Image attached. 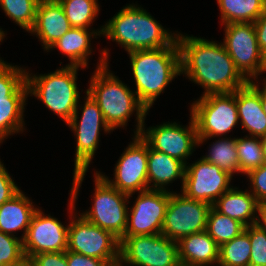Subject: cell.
<instances>
[{"instance_id":"obj_25","label":"cell","mask_w":266,"mask_h":266,"mask_svg":"<svg viewBox=\"0 0 266 266\" xmlns=\"http://www.w3.org/2000/svg\"><path fill=\"white\" fill-rule=\"evenodd\" d=\"M27 67L7 63L0 58V103H26L28 86Z\"/></svg>"},{"instance_id":"obj_34","label":"cell","mask_w":266,"mask_h":266,"mask_svg":"<svg viewBox=\"0 0 266 266\" xmlns=\"http://www.w3.org/2000/svg\"><path fill=\"white\" fill-rule=\"evenodd\" d=\"M25 260L21 237L0 231V266H16Z\"/></svg>"},{"instance_id":"obj_20","label":"cell","mask_w":266,"mask_h":266,"mask_svg":"<svg viewBox=\"0 0 266 266\" xmlns=\"http://www.w3.org/2000/svg\"><path fill=\"white\" fill-rule=\"evenodd\" d=\"M102 32L103 26L96 30L72 27L51 45L47 52L56 48L64 57L67 56L69 59L70 62L66 65L79 66L86 69L89 67L88 58L94 52L91 46V40L92 38L96 39L102 36Z\"/></svg>"},{"instance_id":"obj_31","label":"cell","mask_w":266,"mask_h":266,"mask_svg":"<svg viewBox=\"0 0 266 266\" xmlns=\"http://www.w3.org/2000/svg\"><path fill=\"white\" fill-rule=\"evenodd\" d=\"M40 0H0L4 14L19 27L29 32L34 23Z\"/></svg>"},{"instance_id":"obj_12","label":"cell","mask_w":266,"mask_h":266,"mask_svg":"<svg viewBox=\"0 0 266 266\" xmlns=\"http://www.w3.org/2000/svg\"><path fill=\"white\" fill-rule=\"evenodd\" d=\"M212 205L188 198L182 192L169 191L161 234L178 242L181 238L205 231Z\"/></svg>"},{"instance_id":"obj_8","label":"cell","mask_w":266,"mask_h":266,"mask_svg":"<svg viewBox=\"0 0 266 266\" xmlns=\"http://www.w3.org/2000/svg\"><path fill=\"white\" fill-rule=\"evenodd\" d=\"M84 93L86 94V97L84 96V104H80L81 102L79 99L72 118L66 123V125L71 128L76 139L73 172H88L89 165L92 163L91 161L94 159V155L99 147L100 131L104 130L105 134L112 132L111 128L104 120L99 105L87 92ZM79 110L82 111L81 115H79Z\"/></svg>"},{"instance_id":"obj_38","label":"cell","mask_w":266,"mask_h":266,"mask_svg":"<svg viewBox=\"0 0 266 266\" xmlns=\"http://www.w3.org/2000/svg\"><path fill=\"white\" fill-rule=\"evenodd\" d=\"M29 261L32 266H68L67 251L39 253Z\"/></svg>"},{"instance_id":"obj_35","label":"cell","mask_w":266,"mask_h":266,"mask_svg":"<svg viewBox=\"0 0 266 266\" xmlns=\"http://www.w3.org/2000/svg\"><path fill=\"white\" fill-rule=\"evenodd\" d=\"M251 243L250 266H266V232L252 224L244 229Z\"/></svg>"},{"instance_id":"obj_9","label":"cell","mask_w":266,"mask_h":266,"mask_svg":"<svg viewBox=\"0 0 266 266\" xmlns=\"http://www.w3.org/2000/svg\"><path fill=\"white\" fill-rule=\"evenodd\" d=\"M94 193L92 207L80 213L87 221L110 231L120 239L127 227L128 204L133 194L127 195L112 187L94 170Z\"/></svg>"},{"instance_id":"obj_27","label":"cell","mask_w":266,"mask_h":266,"mask_svg":"<svg viewBox=\"0 0 266 266\" xmlns=\"http://www.w3.org/2000/svg\"><path fill=\"white\" fill-rule=\"evenodd\" d=\"M236 139V137H218L215 142L209 145L208 152L202 158L209 163L217 165L232 177H234L235 173L240 174Z\"/></svg>"},{"instance_id":"obj_24","label":"cell","mask_w":266,"mask_h":266,"mask_svg":"<svg viewBox=\"0 0 266 266\" xmlns=\"http://www.w3.org/2000/svg\"><path fill=\"white\" fill-rule=\"evenodd\" d=\"M186 165L165 153L152 149L148 144V189L170 191V183L181 179V189L184 182ZM152 183V184H151Z\"/></svg>"},{"instance_id":"obj_36","label":"cell","mask_w":266,"mask_h":266,"mask_svg":"<svg viewBox=\"0 0 266 266\" xmlns=\"http://www.w3.org/2000/svg\"><path fill=\"white\" fill-rule=\"evenodd\" d=\"M252 195L259 203L266 201V164L251 170L247 175Z\"/></svg>"},{"instance_id":"obj_42","label":"cell","mask_w":266,"mask_h":266,"mask_svg":"<svg viewBox=\"0 0 266 266\" xmlns=\"http://www.w3.org/2000/svg\"><path fill=\"white\" fill-rule=\"evenodd\" d=\"M261 85L262 88L260 87V99H261L263 112L266 114V85L264 83H261L260 86Z\"/></svg>"},{"instance_id":"obj_14","label":"cell","mask_w":266,"mask_h":266,"mask_svg":"<svg viewBox=\"0 0 266 266\" xmlns=\"http://www.w3.org/2000/svg\"><path fill=\"white\" fill-rule=\"evenodd\" d=\"M189 118L187 126H182L179 122L168 121L147 129L144 120L140 136L152 149L176 158L187 165L188 158L198 147L196 126L192 116Z\"/></svg>"},{"instance_id":"obj_32","label":"cell","mask_w":266,"mask_h":266,"mask_svg":"<svg viewBox=\"0 0 266 266\" xmlns=\"http://www.w3.org/2000/svg\"><path fill=\"white\" fill-rule=\"evenodd\" d=\"M236 149L240 173L247 175L251 170L257 169L264 164L262 145L259 137H237Z\"/></svg>"},{"instance_id":"obj_48","label":"cell","mask_w":266,"mask_h":266,"mask_svg":"<svg viewBox=\"0 0 266 266\" xmlns=\"http://www.w3.org/2000/svg\"><path fill=\"white\" fill-rule=\"evenodd\" d=\"M27 266H32L29 260H27Z\"/></svg>"},{"instance_id":"obj_22","label":"cell","mask_w":266,"mask_h":266,"mask_svg":"<svg viewBox=\"0 0 266 266\" xmlns=\"http://www.w3.org/2000/svg\"><path fill=\"white\" fill-rule=\"evenodd\" d=\"M28 196L20 190L11 199L0 206V231L5 234L17 237V232H23L21 240L23 241L32 216L38 207L33 204Z\"/></svg>"},{"instance_id":"obj_40","label":"cell","mask_w":266,"mask_h":266,"mask_svg":"<svg viewBox=\"0 0 266 266\" xmlns=\"http://www.w3.org/2000/svg\"><path fill=\"white\" fill-rule=\"evenodd\" d=\"M260 51L266 55V11L254 22Z\"/></svg>"},{"instance_id":"obj_15","label":"cell","mask_w":266,"mask_h":266,"mask_svg":"<svg viewBox=\"0 0 266 266\" xmlns=\"http://www.w3.org/2000/svg\"><path fill=\"white\" fill-rule=\"evenodd\" d=\"M232 178L217 165L209 163L201 157L186 165L181 192L188 198L213 205L232 187L230 184Z\"/></svg>"},{"instance_id":"obj_10","label":"cell","mask_w":266,"mask_h":266,"mask_svg":"<svg viewBox=\"0 0 266 266\" xmlns=\"http://www.w3.org/2000/svg\"><path fill=\"white\" fill-rule=\"evenodd\" d=\"M119 242L122 266H174L180 262L178 243L161 233L121 237Z\"/></svg>"},{"instance_id":"obj_39","label":"cell","mask_w":266,"mask_h":266,"mask_svg":"<svg viewBox=\"0 0 266 266\" xmlns=\"http://www.w3.org/2000/svg\"><path fill=\"white\" fill-rule=\"evenodd\" d=\"M67 265L68 266H111L105 260L85 256L67 250Z\"/></svg>"},{"instance_id":"obj_18","label":"cell","mask_w":266,"mask_h":266,"mask_svg":"<svg viewBox=\"0 0 266 266\" xmlns=\"http://www.w3.org/2000/svg\"><path fill=\"white\" fill-rule=\"evenodd\" d=\"M260 81H249L244 87L236 90V106L240 128L247 136L262 137L266 135V114L263 112L260 99Z\"/></svg>"},{"instance_id":"obj_16","label":"cell","mask_w":266,"mask_h":266,"mask_svg":"<svg viewBox=\"0 0 266 266\" xmlns=\"http://www.w3.org/2000/svg\"><path fill=\"white\" fill-rule=\"evenodd\" d=\"M168 201L169 191L138 192L134 204L128 207L127 227L122 237L160 234Z\"/></svg>"},{"instance_id":"obj_4","label":"cell","mask_w":266,"mask_h":266,"mask_svg":"<svg viewBox=\"0 0 266 266\" xmlns=\"http://www.w3.org/2000/svg\"><path fill=\"white\" fill-rule=\"evenodd\" d=\"M138 100L150 111L165 88L181 75L180 50L175 39L169 46L127 53Z\"/></svg>"},{"instance_id":"obj_45","label":"cell","mask_w":266,"mask_h":266,"mask_svg":"<svg viewBox=\"0 0 266 266\" xmlns=\"http://www.w3.org/2000/svg\"><path fill=\"white\" fill-rule=\"evenodd\" d=\"M174 266H187L185 263H183V262H179V263H177L176 265H174Z\"/></svg>"},{"instance_id":"obj_33","label":"cell","mask_w":266,"mask_h":266,"mask_svg":"<svg viewBox=\"0 0 266 266\" xmlns=\"http://www.w3.org/2000/svg\"><path fill=\"white\" fill-rule=\"evenodd\" d=\"M27 103H0V144L10 135L23 133L26 128L24 112Z\"/></svg>"},{"instance_id":"obj_43","label":"cell","mask_w":266,"mask_h":266,"mask_svg":"<svg viewBox=\"0 0 266 266\" xmlns=\"http://www.w3.org/2000/svg\"><path fill=\"white\" fill-rule=\"evenodd\" d=\"M259 139L262 145L264 164H266V135L259 137Z\"/></svg>"},{"instance_id":"obj_19","label":"cell","mask_w":266,"mask_h":266,"mask_svg":"<svg viewBox=\"0 0 266 266\" xmlns=\"http://www.w3.org/2000/svg\"><path fill=\"white\" fill-rule=\"evenodd\" d=\"M61 4L57 0L40 1L35 23L28 32L35 35L46 52L51 45L71 29Z\"/></svg>"},{"instance_id":"obj_44","label":"cell","mask_w":266,"mask_h":266,"mask_svg":"<svg viewBox=\"0 0 266 266\" xmlns=\"http://www.w3.org/2000/svg\"><path fill=\"white\" fill-rule=\"evenodd\" d=\"M5 34L7 35L6 31H4V30H2V28H0V43L5 39V37H6Z\"/></svg>"},{"instance_id":"obj_30","label":"cell","mask_w":266,"mask_h":266,"mask_svg":"<svg viewBox=\"0 0 266 266\" xmlns=\"http://www.w3.org/2000/svg\"><path fill=\"white\" fill-rule=\"evenodd\" d=\"M244 229L245 226L239 221L210 208L206 231L219 247L238 236Z\"/></svg>"},{"instance_id":"obj_47","label":"cell","mask_w":266,"mask_h":266,"mask_svg":"<svg viewBox=\"0 0 266 266\" xmlns=\"http://www.w3.org/2000/svg\"><path fill=\"white\" fill-rule=\"evenodd\" d=\"M266 72V66H265V70H264V73ZM265 85H266V77L263 79L262 81Z\"/></svg>"},{"instance_id":"obj_13","label":"cell","mask_w":266,"mask_h":266,"mask_svg":"<svg viewBox=\"0 0 266 266\" xmlns=\"http://www.w3.org/2000/svg\"><path fill=\"white\" fill-rule=\"evenodd\" d=\"M115 164L114 179L97 172L118 191L127 195L148 190V143L134 135Z\"/></svg>"},{"instance_id":"obj_7","label":"cell","mask_w":266,"mask_h":266,"mask_svg":"<svg viewBox=\"0 0 266 266\" xmlns=\"http://www.w3.org/2000/svg\"><path fill=\"white\" fill-rule=\"evenodd\" d=\"M192 116L198 137V147L212 138L226 137L239 126L236 91L200 96L192 104Z\"/></svg>"},{"instance_id":"obj_41","label":"cell","mask_w":266,"mask_h":266,"mask_svg":"<svg viewBox=\"0 0 266 266\" xmlns=\"http://www.w3.org/2000/svg\"><path fill=\"white\" fill-rule=\"evenodd\" d=\"M256 225L266 232V201L259 203L257 210Z\"/></svg>"},{"instance_id":"obj_17","label":"cell","mask_w":266,"mask_h":266,"mask_svg":"<svg viewBox=\"0 0 266 266\" xmlns=\"http://www.w3.org/2000/svg\"><path fill=\"white\" fill-rule=\"evenodd\" d=\"M41 209L38 208L32 216L22 241L27 260L43 252L67 251L69 222L66 225L62 224L56 217L45 215Z\"/></svg>"},{"instance_id":"obj_3","label":"cell","mask_w":266,"mask_h":266,"mask_svg":"<svg viewBox=\"0 0 266 266\" xmlns=\"http://www.w3.org/2000/svg\"><path fill=\"white\" fill-rule=\"evenodd\" d=\"M177 32L166 30L146 9L133 3L126 4L103 25L102 36L129 53L169 46Z\"/></svg>"},{"instance_id":"obj_6","label":"cell","mask_w":266,"mask_h":266,"mask_svg":"<svg viewBox=\"0 0 266 266\" xmlns=\"http://www.w3.org/2000/svg\"><path fill=\"white\" fill-rule=\"evenodd\" d=\"M54 72L47 74H33L26 71L28 95L34 96L67 123L77 108L80 91L77 85L79 66L64 65Z\"/></svg>"},{"instance_id":"obj_46","label":"cell","mask_w":266,"mask_h":266,"mask_svg":"<svg viewBox=\"0 0 266 266\" xmlns=\"http://www.w3.org/2000/svg\"><path fill=\"white\" fill-rule=\"evenodd\" d=\"M16 266H27V259L23 263L16 265Z\"/></svg>"},{"instance_id":"obj_11","label":"cell","mask_w":266,"mask_h":266,"mask_svg":"<svg viewBox=\"0 0 266 266\" xmlns=\"http://www.w3.org/2000/svg\"><path fill=\"white\" fill-rule=\"evenodd\" d=\"M224 45L235 67L249 82L258 80L265 70V55L260 51L254 23L224 24Z\"/></svg>"},{"instance_id":"obj_28","label":"cell","mask_w":266,"mask_h":266,"mask_svg":"<svg viewBox=\"0 0 266 266\" xmlns=\"http://www.w3.org/2000/svg\"><path fill=\"white\" fill-rule=\"evenodd\" d=\"M57 1L61 4L71 27L92 29L93 22L98 18L100 13L98 0Z\"/></svg>"},{"instance_id":"obj_21","label":"cell","mask_w":266,"mask_h":266,"mask_svg":"<svg viewBox=\"0 0 266 266\" xmlns=\"http://www.w3.org/2000/svg\"><path fill=\"white\" fill-rule=\"evenodd\" d=\"M177 243L180 262L187 266H217L219 246L206 230L185 236Z\"/></svg>"},{"instance_id":"obj_26","label":"cell","mask_w":266,"mask_h":266,"mask_svg":"<svg viewBox=\"0 0 266 266\" xmlns=\"http://www.w3.org/2000/svg\"><path fill=\"white\" fill-rule=\"evenodd\" d=\"M221 24L254 23L265 11L266 0H217Z\"/></svg>"},{"instance_id":"obj_29","label":"cell","mask_w":266,"mask_h":266,"mask_svg":"<svg viewBox=\"0 0 266 266\" xmlns=\"http://www.w3.org/2000/svg\"><path fill=\"white\" fill-rule=\"evenodd\" d=\"M251 243L244 230L238 236L219 247L217 266H250Z\"/></svg>"},{"instance_id":"obj_2","label":"cell","mask_w":266,"mask_h":266,"mask_svg":"<svg viewBox=\"0 0 266 266\" xmlns=\"http://www.w3.org/2000/svg\"><path fill=\"white\" fill-rule=\"evenodd\" d=\"M103 48L100 52L98 64L90 77L89 87L86 89L90 97L99 105L106 124L112 131L125 128L129 118L136 115L134 135H140L144 120L148 114L147 108L138 100L135 90L122 82L109 68V52Z\"/></svg>"},{"instance_id":"obj_37","label":"cell","mask_w":266,"mask_h":266,"mask_svg":"<svg viewBox=\"0 0 266 266\" xmlns=\"http://www.w3.org/2000/svg\"><path fill=\"white\" fill-rule=\"evenodd\" d=\"M20 190V187L14 182L13 177L8 173V170L0 159V206L11 199Z\"/></svg>"},{"instance_id":"obj_49","label":"cell","mask_w":266,"mask_h":266,"mask_svg":"<svg viewBox=\"0 0 266 266\" xmlns=\"http://www.w3.org/2000/svg\"><path fill=\"white\" fill-rule=\"evenodd\" d=\"M111 266H122V265L120 263H118V264L111 265Z\"/></svg>"},{"instance_id":"obj_1","label":"cell","mask_w":266,"mask_h":266,"mask_svg":"<svg viewBox=\"0 0 266 266\" xmlns=\"http://www.w3.org/2000/svg\"><path fill=\"white\" fill-rule=\"evenodd\" d=\"M181 75L200 85L207 94L230 93L248 81L235 67L222 42L177 33Z\"/></svg>"},{"instance_id":"obj_23","label":"cell","mask_w":266,"mask_h":266,"mask_svg":"<svg viewBox=\"0 0 266 266\" xmlns=\"http://www.w3.org/2000/svg\"><path fill=\"white\" fill-rule=\"evenodd\" d=\"M248 190L232 186L213 203L212 207L219 213L239 221L245 227L255 224L259 202Z\"/></svg>"},{"instance_id":"obj_5","label":"cell","mask_w":266,"mask_h":266,"mask_svg":"<svg viewBox=\"0 0 266 266\" xmlns=\"http://www.w3.org/2000/svg\"><path fill=\"white\" fill-rule=\"evenodd\" d=\"M86 173L87 171L73 172V182L68 199V213L70 212L68 217L70 221L67 250L102 259L111 265H115L119 263V239L110 231L93 225L76 211V201Z\"/></svg>"}]
</instances>
